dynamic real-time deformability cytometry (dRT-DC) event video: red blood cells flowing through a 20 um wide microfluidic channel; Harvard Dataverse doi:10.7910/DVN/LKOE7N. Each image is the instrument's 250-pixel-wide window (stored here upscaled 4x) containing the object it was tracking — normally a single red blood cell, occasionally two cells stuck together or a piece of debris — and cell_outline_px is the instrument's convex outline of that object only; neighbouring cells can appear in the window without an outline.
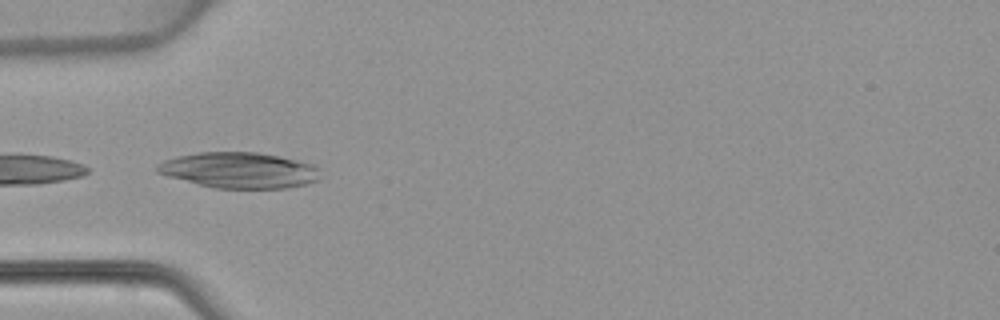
{"species": "common noctule bat (a hibernating species)", "species_latin": "Nyctalus noctula", "temperature_condition": "warm", "stored_images_in_passage": 17, "camera_frame_rate_fps": 3000, "um_per_image_px": 0.085, "animal": {"sex": "female", "body_mass_g": 22.7, "forearm_length_mm": 54.2}, "frame": {"image": 1, "passage_image": 15, "time_ms": 4.667, "image_size_px": [1000, 320], "cell_outline_px": [[320, 180], [288, 188], [216, 188], [168, 176], [156, 172], [156, 164], [164, 160], [176, 156], [200, 152], [256, 152], [280, 156], [312, 164], [316, 168]], "centroid_in_image_um": [20.31, 14.46], "position_along_channel_um": 64.7, "area_um2": 33.76}}